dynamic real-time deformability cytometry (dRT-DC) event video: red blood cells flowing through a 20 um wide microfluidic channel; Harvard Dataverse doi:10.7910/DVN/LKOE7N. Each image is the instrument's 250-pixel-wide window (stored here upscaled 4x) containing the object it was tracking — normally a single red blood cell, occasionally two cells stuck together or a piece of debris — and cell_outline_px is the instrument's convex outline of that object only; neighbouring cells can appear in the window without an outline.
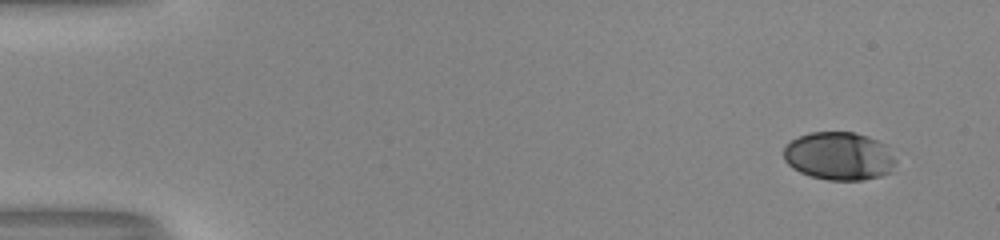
{"species": "human", "species_latin": "Homo sapiens", "temperature_condition": "room temperature", "stored_images_in_passage": 50, "camera_frame_rate_fps": 3000, "um_per_image_px": 0.085, "donor": {"sex": "male"}, "frame": {"image": 1, "passage_image": 1, "time_ms": 0.0, "image_size_px": [1000, 240], "cell_outline_px": [[896, 172], [864, 180], [828, 180], [812, 176], [800, 172], [792, 168], [784, 160], [784, 148], [792, 140], [808, 132], [856, 132], [868, 136], [888, 144], [896, 160]], "centroid_in_image_um": [71.4, 13.27], "position_along_channel_um": 13.6, "area_um2": 32.02}}
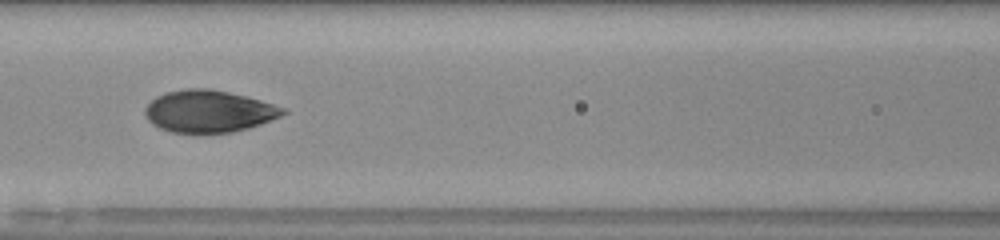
{"frame": {"image": 2, "passage_image": 22, "time_ms": 7.0, "image_size_px": [1000, 240], "cell_outline_px": [[288, 112], [272, 120], [248, 128], [232, 132], [172, 132], [160, 128], [152, 124], [148, 120], [144, 112], [144, 108], [156, 96], [164, 92], [188, 88], [208, 88], [228, 92], [260, 100], [284, 108]], "centroid_in_image_um": [17.72, 9.45], "position_along_channel_um": 148.9, "area_um2": 33.58}}
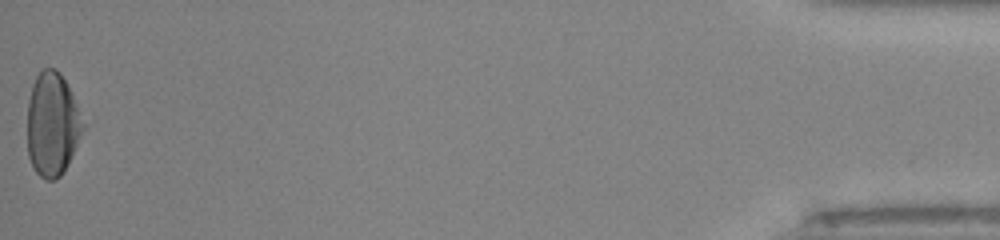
{"frame": {"image": 3, "passage_image": 50, "time_ms": 16.333, "image_size_px": [1000, 240], "cell_outline_px": [[84, 128], [68, 164], [60, 176], [56, 180], [44, 180], [36, 172], [28, 156], [28, 100], [32, 84], [36, 76], [44, 68], [52, 68], [60, 72], [72, 92], [84, 124]], "centroid_in_image_um": [4.44, 10.57], "position_along_channel_um": 430.8, "area_um2": 33.52}, "authors_computed_cell_mechanics": {"area_um2": 33.2928, "velocity_mm_per_s": 4.0585, "shape_relaxation_time_tau1_ms": 4.4293, "shape_relaxation_time_tau2_ms": 0.887, "deformation_change_tau1": 0.166, "deformation_change_tau2": 0.0489}}